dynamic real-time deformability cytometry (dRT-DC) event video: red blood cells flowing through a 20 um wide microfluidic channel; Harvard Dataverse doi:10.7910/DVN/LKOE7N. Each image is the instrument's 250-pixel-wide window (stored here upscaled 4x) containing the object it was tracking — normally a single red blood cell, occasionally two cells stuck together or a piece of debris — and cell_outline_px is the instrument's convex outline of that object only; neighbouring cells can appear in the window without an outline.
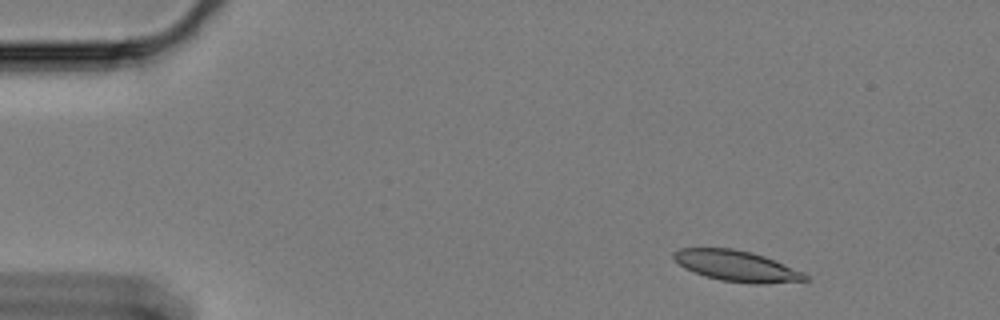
{"species": "Egyptian fruit bat (a non-hibernating species)", "species_latin": "Rousettus aegyptiacus", "temperature_condition": "cold", "stored_images_in_passage": 54, "camera_frame_rate_fps": 3000, "um_per_image_px": 0.085, "animal": {"sex": "female"}, "frame": {"image": 1, "passage_image": 1, "time_ms": 0.0, "image_size_px": [1000, 320], "cell_outline_px": [[812, 280], [764, 284], [752, 284], [720, 280], [704, 276], [684, 268], [672, 256], [672, 252], [680, 248], [732, 248], [752, 252], [764, 256], [804, 272], [812, 276]], "centroid_in_image_um": [62.67, 22.62], "position_along_channel_um": 22.3, "area_um2": 23.87}}
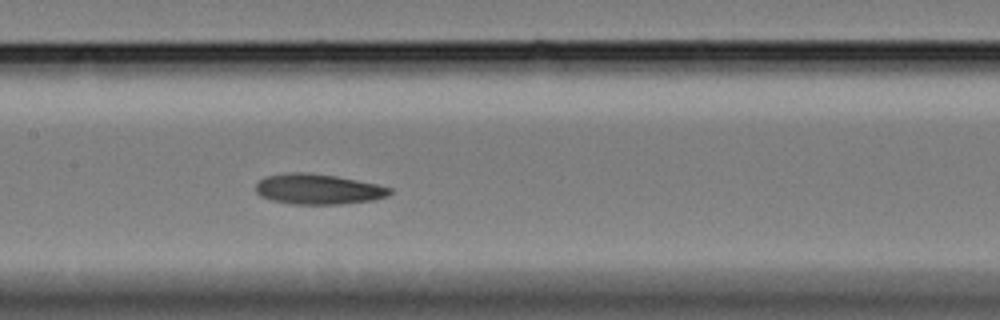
{"frame": {"image": 2, "passage_image": 23, "time_ms": 7.333, "image_size_px": [1000, 320], "cell_outline_px": [[392, 192], [388, 196], [372, 200], [340, 204], [292, 204], [272, 200], [260, 196], [256, 192], [256, 184], [264, 176], [284, 172], [308, 172], [336, 176], [376, 184], [392, 188]], "centroid_in_image_um": [27.01, 16.07], "position_along_channel_um": 180.4, "area_um2": 23.81}}
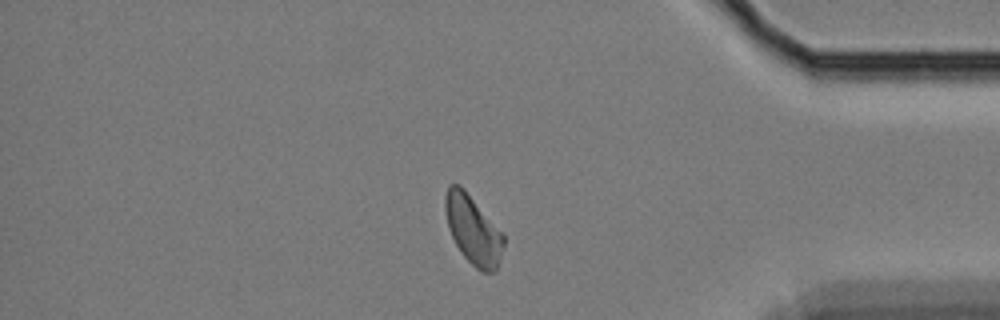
{"frame": {"image": 3, "passage_image": 45, "time_ms": 14.667, "image_size_px": [1000, 320], "cell_outline_px": [[504, 244], [500, 260], [496, 272], [480, 272], [460, 252], [448, 228], [444, 208], [444, 196], [448, 184], [460, 184], [464, 188], [504, 236]], "centroid_in_image_um": [40.18, 19.54], "position_along_channel_um": 395.0, "area_um2": 23.29}, "authors_computed_cell_mechanics": {"area_um2": 23.7847, "velocity_mm_per_s": 3.2721, "shape_relaxation_time_tau1_ms": 9.1914, "shape_relaxation_time_tau2_ms": 7.3993, "deformation_change_tau1": 0.1543, "deformation_change_tau2": 0.1354}}